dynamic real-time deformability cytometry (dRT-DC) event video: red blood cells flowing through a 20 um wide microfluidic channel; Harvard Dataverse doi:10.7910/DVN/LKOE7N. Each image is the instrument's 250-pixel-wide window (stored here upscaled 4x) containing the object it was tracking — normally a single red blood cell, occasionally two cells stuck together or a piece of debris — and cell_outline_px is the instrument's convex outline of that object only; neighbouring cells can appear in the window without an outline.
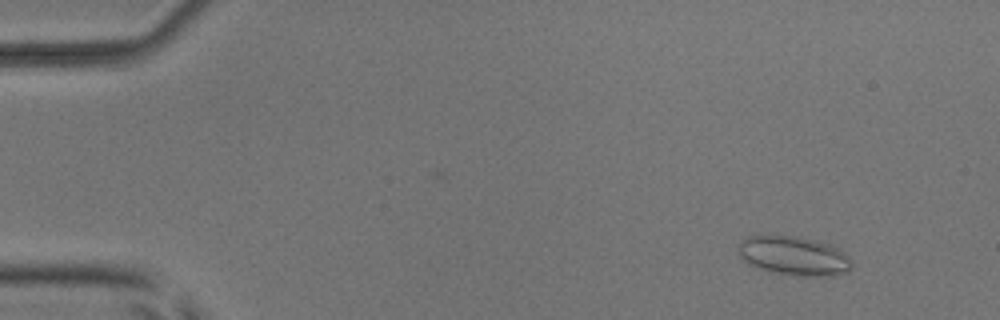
{"species": "common noctule bat (a hibernating species)", "species_latin": "Nyctalus noctula", "temperature_condition": "room temperature", "stored_images_in_passage": 6, "camera_frame_rate_fps": 3000, "um_per_image_px": 0.085, "animal": {"sex": "male", "body_mass_g": 17.9, "forearm_length_mm": 54.2}, "frame": {"image": 1, "passage_image": 2, "time_ms": 1.333, "image_size_px": [1000, 320], "cell_outline_px": [[852, 268], [848, 272], [832, 276], [804, 276], [772, 272], [748, 264], [740, 256], [736, 248], [740, 240], [748, 236], [796, 236], [832, 244], [840, 248], [848, 256], [852, 264]], "centroid_in_image_um": [67.5, 21.74], "position_along_channel_um": 17.5, "area_um2": 26.07}}
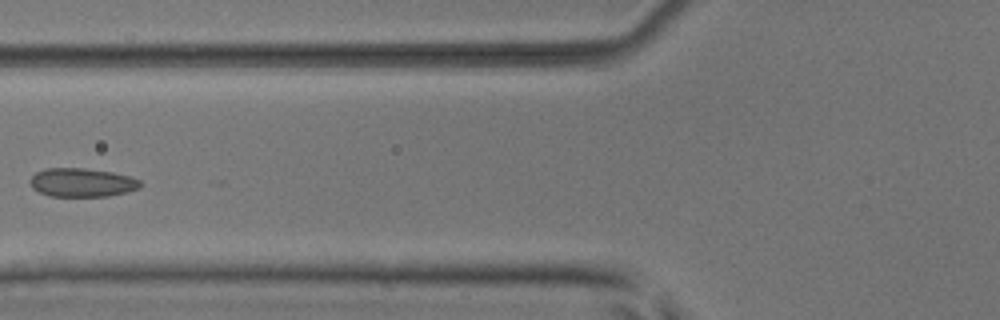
{"frame": {"image": 2, "passage_image": 6, "time_ms": 6.667, "image_size_px": [1000, 320], "cell_outline_px": [[140, 188], [108, 196], [48, 196], [32, 188], [28, 180], [36, 172], [44, 168], [84, 168], [112, 172], [128, 176], [140, 180]], "centroid_in_image_um": [6.91, 15.51], "position_along_channel_um": 118.9, "area_um2": 18.38}}